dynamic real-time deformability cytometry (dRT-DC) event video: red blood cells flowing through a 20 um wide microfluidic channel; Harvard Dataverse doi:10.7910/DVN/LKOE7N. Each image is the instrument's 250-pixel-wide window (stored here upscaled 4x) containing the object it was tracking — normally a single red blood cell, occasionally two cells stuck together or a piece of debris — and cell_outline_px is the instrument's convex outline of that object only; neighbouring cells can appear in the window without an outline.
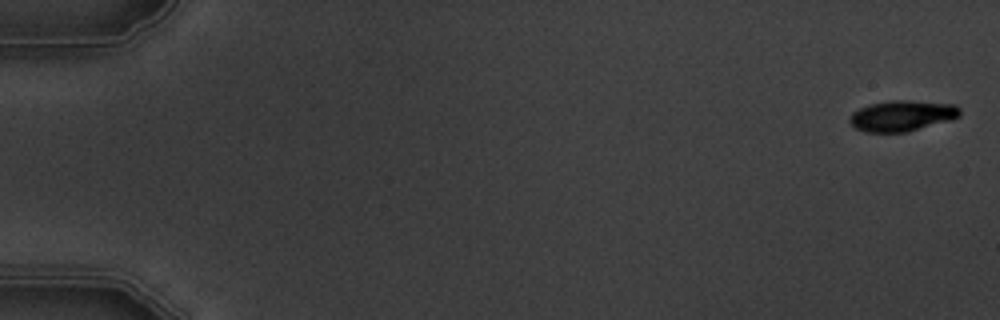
{"species": "common noctule bat (a hibernating species)", "species_latin": "Nyctalus noctula", "temperature_condition": "warm", "stored_images_in_passage": 8, "camera_frame_rate_fps": 3000, "um_per_image_px": 0.085, "animal": {"sex": "male", "body_mass_g": 19.5, "forearm_length_mm": 54.6}, "frame": {"image": 1, "passage_image": 1, "time_ms": 0.0, "image_size_px": [1000, 320], "cell_outline_px": [[960, 116], [952, 120], [908, 132], [864, 132], [856, 128], [848, 120], [852, 112], [868, 104], [888, 100], [908, 100], [956, 104], [960, 108]], "centroid_in_image_um": [76.69, 9.83], "position_along_channel_um": 8.3, "area_um2": 20.06}}
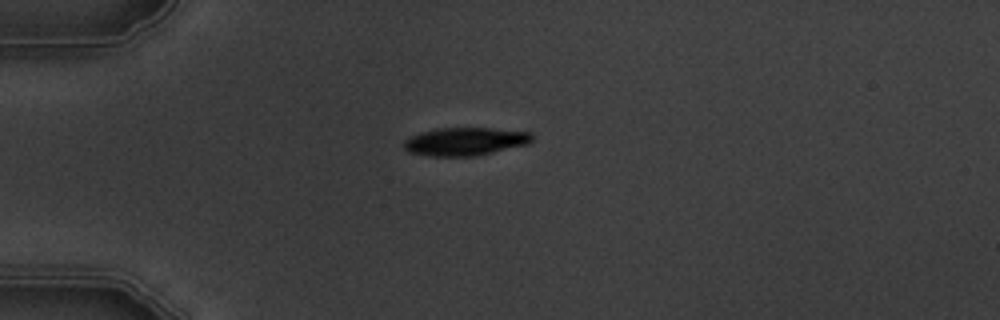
{"frame": {"image": 2, "passage_image": 5, "time_ms": 4.667, "image_size_px": [1000, 320], "cell_outline_px": [[532, 140], [528, 144], [476, 156], [428, 156], [408, 152], [404, 148], [404, 140], [420, 132], [440, 128], [488, 128], [532, 132]], "centroid_in_image_um": [39.53, 12.03], "position_along_channel_um": 45.5, "area_um2": 20.92}}
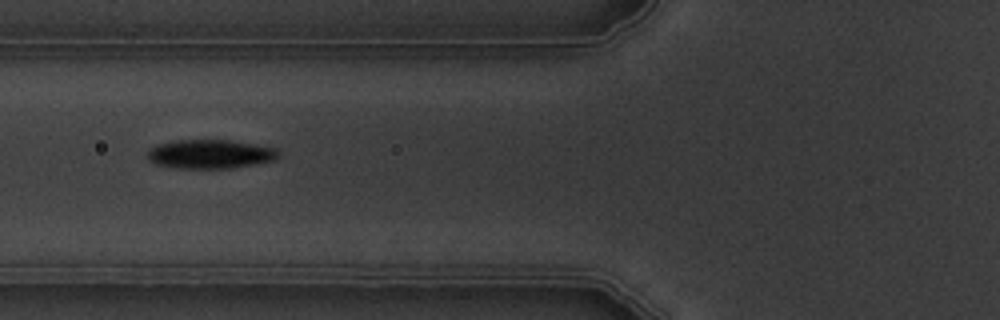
{"frame": {"image": 3, "passage_image": 7, "time_ms": 7.0, "image_size_px": [1000, 320], "cell_outline_px": [[276, 160], [228, 168], [176, 168], [156, 164], [148, 160], [148, 148], [160, 144], [176, 140], [232, 140], [276, 148]], "centroid_in_image_um": [17.81, 13.09], "position_along_channel_um": 108.0, "area_um2": 21.85}}